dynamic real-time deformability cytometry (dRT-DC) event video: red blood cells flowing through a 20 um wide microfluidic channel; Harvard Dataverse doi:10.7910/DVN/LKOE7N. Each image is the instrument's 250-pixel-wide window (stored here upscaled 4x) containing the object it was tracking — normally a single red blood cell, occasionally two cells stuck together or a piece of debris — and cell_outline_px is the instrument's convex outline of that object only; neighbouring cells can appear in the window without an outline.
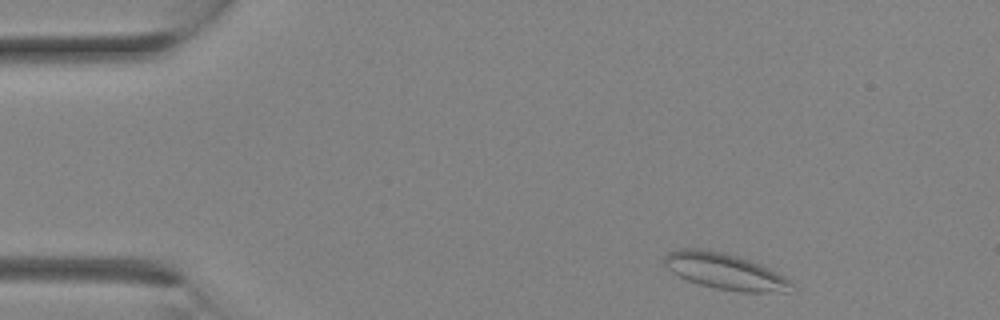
{"species": "Egyptian fruit bat (a non-hibernating species)", "species_latin": "Rousettus aegyptiacus", "temperature_condition": "room temperature", "stored_images_in_passage": 26, "camera_frame_rate_fps": 3000, "um_per_image_px": 0.085, "animal": {"sex": "female"}, "frame": {"image": 1, "passage_image": 1, "time_ms": 0.0, "image_size_px": [1000, 320], "cell_outline_px": [[796, 284], [784, 292], [740, 292], [716, 288], [700, 284], [688, 280], [672, 272], [664, 264], [664, 256], [668, 252], [680, 248], [704, 248], [724, 252], [760, 264], [792, 280]], "centroid_in_image_um": [61.62, 23.05], "position_along_channel_um": 23.4, "area_um2": 26.7}}
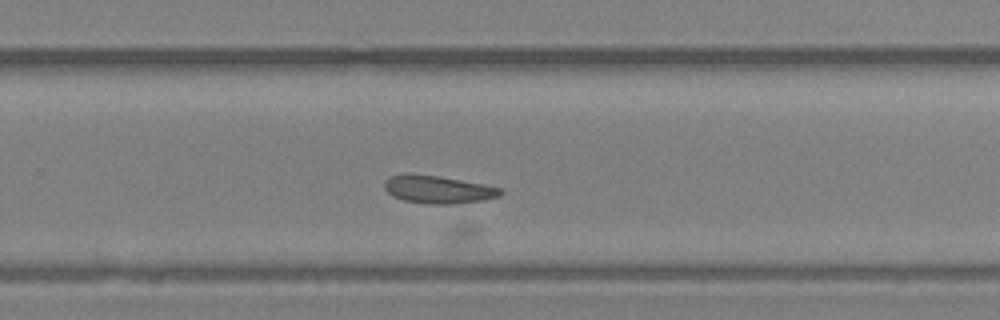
{"frame": {"image": 2, "passage_image": 16, "time_ms": 5.0, "image_size_px": [1000, 320], "cell_outline_px": [[504, 192], [500, 196], [484, 200], [456, 204], [428, 204], [404, 200], [392, 196], [384, 188], [384, 180], [388, 176], [440, 176], [484, 184], [500, 188]], "centroid_in_image_um": [37.29, 16.14], "position_along_channel_um": 292.5, "area_um2": 18.44}}
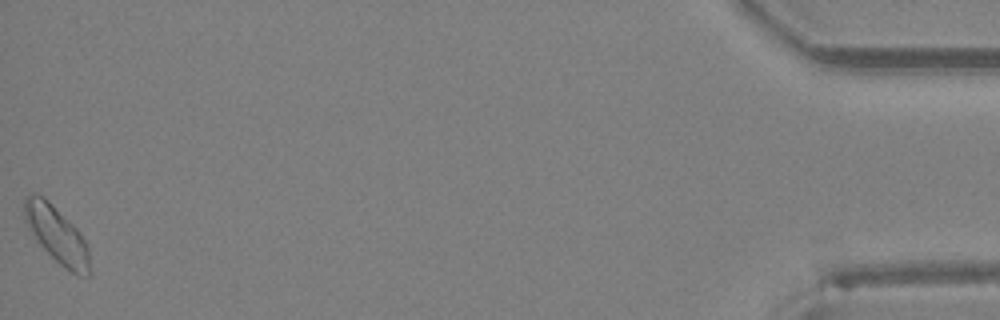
{"frame": {"image": 3, "passage_image": 26, "time_ms": 8.333, "image_size_px": [1000, 320], "cell_outline_px": [[88, 276], [76, 276], [64, 268], [36, 240], [28, 228], [24, 220], [24, 200], [32, 192], [36, 192], [44, 196], [80, 232], [88, 248]], "centroid_in_image_um": [4.79, 19.92], "position_along_channel_um": 430.4, "area_um2": 21.27}}